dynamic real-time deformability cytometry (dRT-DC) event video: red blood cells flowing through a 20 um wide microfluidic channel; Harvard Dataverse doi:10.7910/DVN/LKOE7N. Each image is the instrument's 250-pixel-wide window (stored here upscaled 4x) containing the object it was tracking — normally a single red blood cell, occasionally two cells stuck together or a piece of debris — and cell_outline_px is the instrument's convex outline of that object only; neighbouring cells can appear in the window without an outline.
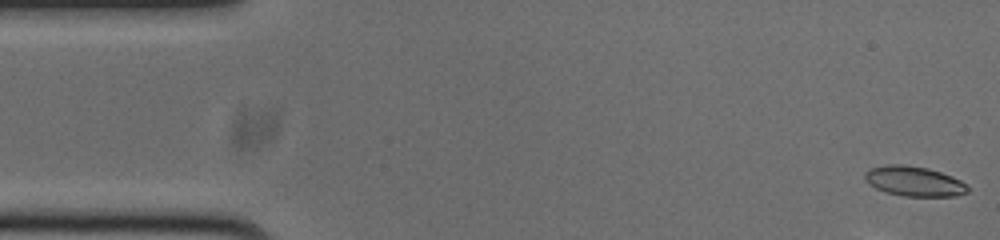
{"species": "common noctule bat (a hibernating species)", "species_latin": "Nyctalus noctula", "temperature_condition": "cold", "stored_images_in_passage": 45, "camera_frame_rate_fps": 3000, "um_per_image_px": 0.085, "animal": {"sex": "male", "body_mass_g": 20.0, "forearm_length_mm": 53.3}, "frame": {"image": 1, "passage_image": 1, "time_ms": 0.0, "image_size_px": [1000, 240], "cell_outline_px": [[968, 192], [956, 196], [904, 196], [884, 192], [868, 184], [864, 180], [864, 172], [872, 168], [888, 164], [904, 164], [928, 168], [952, 176], [968, 184]], "centroid_in_image_um": [77.69, 15.41], "position_along_channel_um": 7.3, "area_um2": 18.09}}